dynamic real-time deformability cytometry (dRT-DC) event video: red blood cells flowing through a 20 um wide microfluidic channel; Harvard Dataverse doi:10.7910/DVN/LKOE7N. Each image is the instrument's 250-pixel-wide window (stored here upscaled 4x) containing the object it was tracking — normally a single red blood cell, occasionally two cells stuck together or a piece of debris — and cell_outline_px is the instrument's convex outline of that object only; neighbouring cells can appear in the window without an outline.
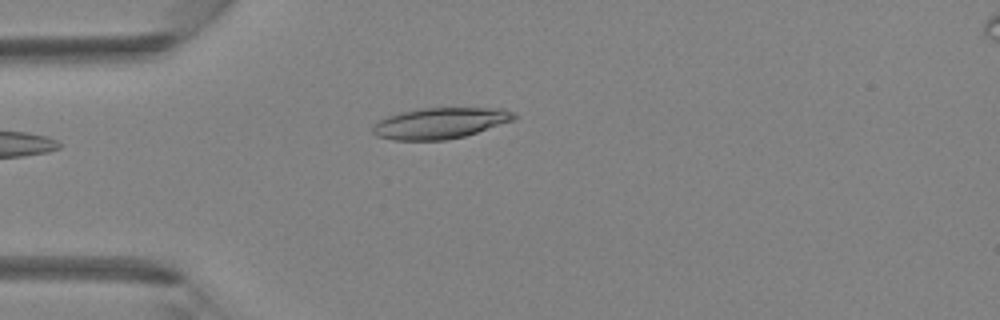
{"species": "Egyptian fruit bat (a non-hibernating species)", "species_latin": "Rousettus aegyptiacus", "temperature_condition": "room temperature", "stored_images_in_passage": 29, "camera_frame_rate_fps": 3000, "um_per_image_px": 0.085, "animal": {"sex": "female"}, "frame": {"image": 1, "passage_image": 1, "time_ms": 0.0, "image_size_px": [1000, 320], "cell_outline_px": [[516, 120], [464, 136], [444, 140], [392, 140], [376, 136], [372, 132], [372, 128], [380, 120], [388, 116], [400, 112], [420, 108], [504, 108], [516, 112]], "centroid_in_image_um": [37.45, 10.46], "position_along_channel_um": 47.5, "area_um2": 25.61}}
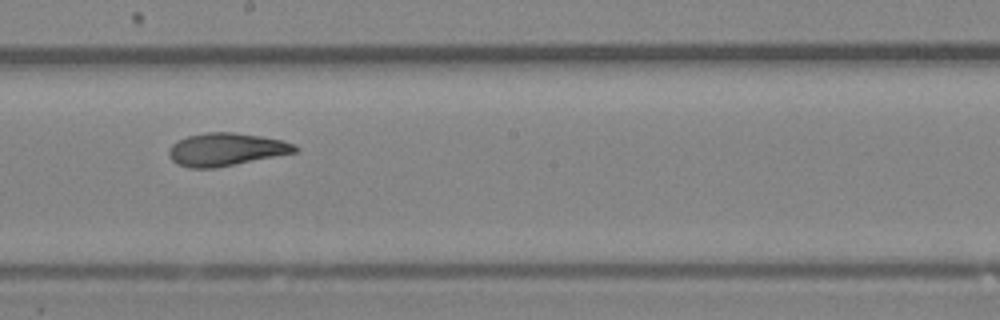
{"frame": {"image": 2, "passage_image": 14, "time_ms": 4.333, "image_size_px": [1000, 320], "cell_outline_px": [[300, 148], [296, 152], [212, 168], [188, 168], [176, 164], [168, 156], [168, 152], [172, 144], [188, 136], [208, 132], [232, 132], [260, 136], [284, 140], [296, 144]], "centroid_in_image_um": [19.21, 12.69], "position_along_channel_um": 229.0, "area_um2": 23.93}}
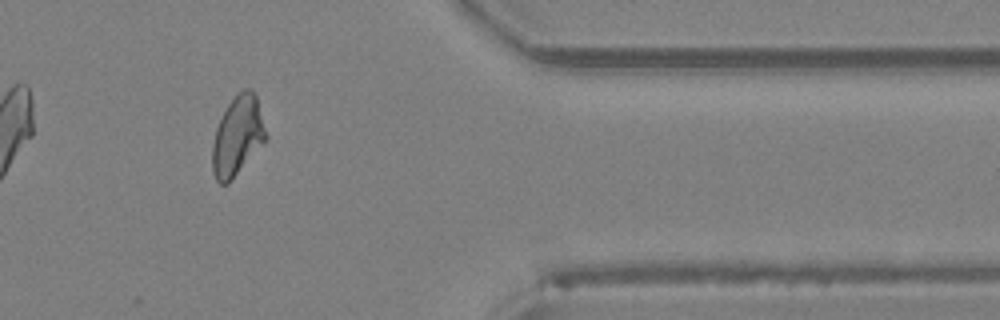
{"frame": {"image": 3, "passage_image": 26, "time_ms": 8.333, "image_size_px": [1000, 320], "cell_outline_px": [[268, 140], [228, 184], [220, 184], [216, 180], [212, 172], [212, 144], [216, 128], [228, 104], [244, 88], [252, 88], [256, 96], [268, 136]], "centroid_in_image_um": [20.21, 11.59], "position_along_channel_um": 391.2, "area_um2": 24.91}}